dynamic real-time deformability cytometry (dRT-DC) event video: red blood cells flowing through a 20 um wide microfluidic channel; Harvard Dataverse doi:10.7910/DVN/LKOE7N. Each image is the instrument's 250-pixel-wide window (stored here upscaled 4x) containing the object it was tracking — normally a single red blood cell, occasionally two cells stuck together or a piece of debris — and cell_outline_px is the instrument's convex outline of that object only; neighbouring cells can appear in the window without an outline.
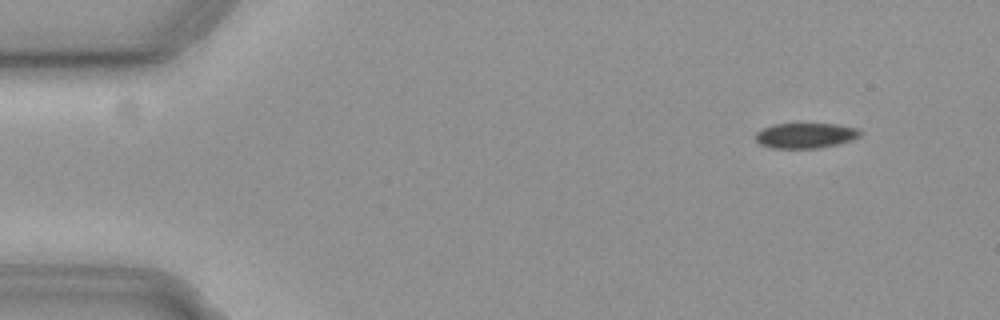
{"species": "common noctule bat (a hibernating species)", "species_latin": "Nyctalus noctula", "temperature_condition": "cold", "stored_images_in_passage": 56, "camera_frame_rate_fps": 3000, "um_per_image_px": 0.085, "animal": {"sex": "female", "body_mass_g": 19.3, "forearm_length_mm": 54.1}, "frame": {"image": 1, "passage_image": 6, "time_ms": 1.667, "image_size_px": [1000, 320], "cell_outline_px": [[860, 136], [852, 140], [836, 144], [816, 148], [772, 148], [760, 144], [756, 140], [756, 132], [760, 128], [772, 124], [836, 124], [856, 128], [860, 132]], "centroid_in_image_um": [68.42, 11.51], "position_along_channel_um": 16.6, "area_um2": 15.32}}
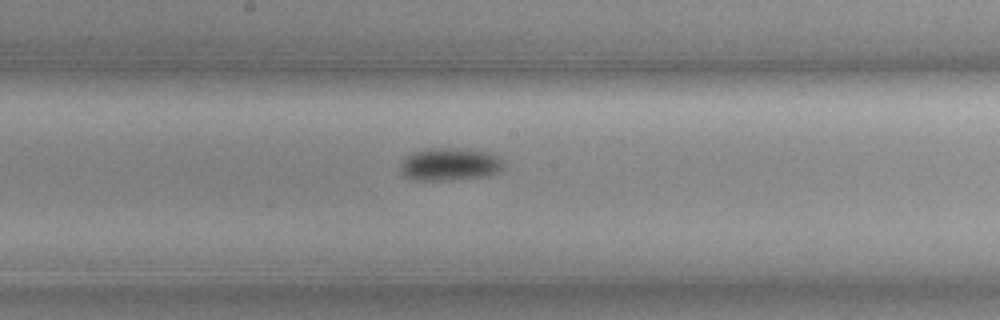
{"frame": {"image": 2, "passage_image": 30, "time_ms": 9.667, "image_size_px": [1000, 320], "cell_outline_px": [[500, 168], [496, 172], [488, 176], [444, 180], [412, 180], [404, 176], [400, 172], [400, 164], [408, 156], [424, 148], [452, 148], [484, 152], [496, 156], [500, 160]], "centroid_in_image_um": [38.13, 13.98], "position_along_channel_um": 210.1, "area_um2": 19.13}}
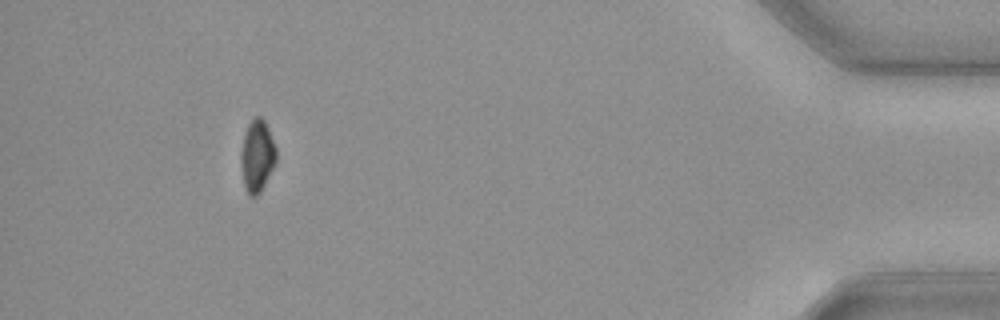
{"frame": {"image": 3, "passage_image": 52, "time_ms": 17.0, "image_size_px": [1000, 320], "cell_outline_px": [[276, 160], [260, 192], [256, 196], [248, 196], [244, 184], [240, 160], [240, 152], [244, 132], [248, 124], [256, 116], [260, 116], [264, 120], [268, 128], [276, 148]], "centroid_in_image_um": [21.83, 13.23], "position_along_channel_um": 413.4, "area_um2": 14.68}, "authors_computed_cell_mechanics": {"area_um2": 16.7331, "velocity_mm_per_s": 3.7158, "shape_relaxation_time_tau1_ms": 1.3875, "shape_relaxation_time_tau2_ms": null, "deformation_change_tau1": 0.07, "deformation_change_tau2": null}}